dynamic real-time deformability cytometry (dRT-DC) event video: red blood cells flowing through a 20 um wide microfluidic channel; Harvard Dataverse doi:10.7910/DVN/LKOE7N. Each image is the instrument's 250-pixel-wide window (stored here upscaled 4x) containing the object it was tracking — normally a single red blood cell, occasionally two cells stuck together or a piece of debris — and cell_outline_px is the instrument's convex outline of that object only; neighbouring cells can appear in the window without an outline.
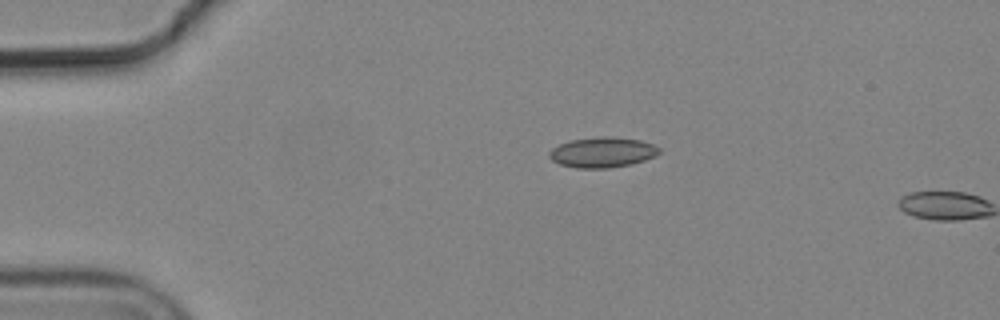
{"species": "common noctule bat (a hibernating species)", "species_latin": "Nyctalus noctula", "temperature_condition": "cold", "stored_images_in_passage": 2, "camera_frame_rate_fps": 3000, "um_per_image_px": 0.085, "animal": {"sex": "male", "body_mass_g": 19.2, "forearm_length_mm": 51.8}, "frame": {"image": 1, "passage_image": 1, "time_ms": 0.0, "image_size_px": [1000, 320], "cell_outline_px": [[660, 152], [656, 156], [632, 164], [608, 168], [576, 168], [560, 164], [552, 160], [548, 156], [548, 152], [552, 148], [560, 144], [572, 140], [604, 136], [608, 136], [640, 140], [652, 144], [660, 148]], "centroid_in_image_um": [51.21, 12.95], "position_along_channel_um": 33.8, "area_um2": 19.36}}